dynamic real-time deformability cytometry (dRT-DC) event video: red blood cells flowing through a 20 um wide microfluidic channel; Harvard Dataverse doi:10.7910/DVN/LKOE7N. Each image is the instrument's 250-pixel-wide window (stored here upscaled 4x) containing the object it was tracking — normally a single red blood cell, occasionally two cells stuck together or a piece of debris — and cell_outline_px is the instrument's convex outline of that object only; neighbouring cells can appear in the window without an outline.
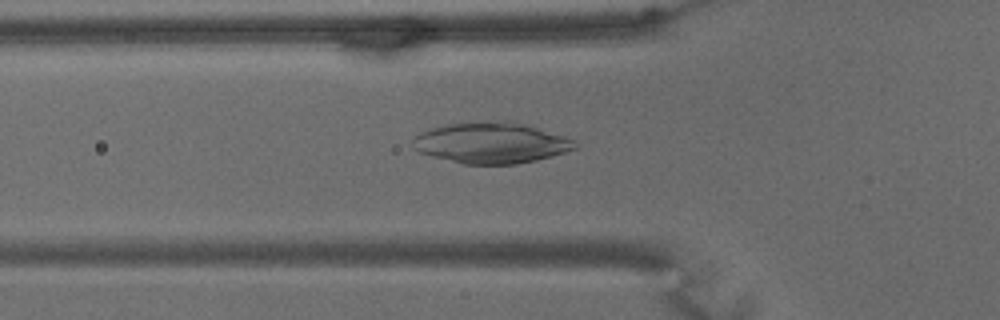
{"species": "common noctule bat (a hibernating species)", "species_latin": "Nyctalus noctula", "temperature_condition": "warm", "stored_images_in_passage": 65, "camera_frame_rate_fps": 3000, "um_per_image_px": 0.085, "animal": {"sex": "male", "body_mass_g": 15.6}, "frame": {"image": 1, "passage_image": 22, "time_ms": 7.0, "image_size_px": [1000, 320], "cell_outline_px": [[580, 144], [576, 148], [552, 156], [536, 160], [516, 164], [464, 164], [432, 156], [420, 152], [412, 148], [412, 140], [420, 132], [432, 128], [448, 124], [500, 120], [508, 120], [524, 124], [564, 136], [576, 140]], "centroid_in_image_um": [41.76, 12.14], "position_along_channel_um": 84.0, "area_um2": 38.67}}
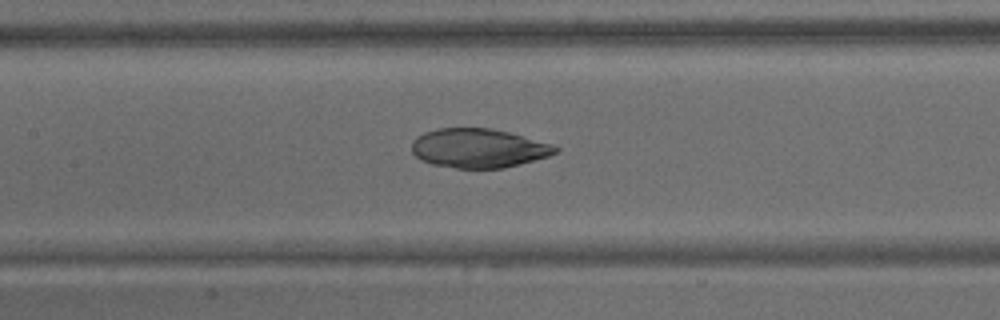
{"frame": {"image": 2, "passage_image": 30, "time_ms": 9.667, "image_size_px": [1000, 320], "cell_outline_px": [[560, 152], [548, 156], [520, 164], [504, 168], [456, 168], [432, 164], [420, 160], [412, 152], [412, 140], [416, 136], [424, 132], [440, 128], [492, 128], [508, 132], [552, 144], [560, 148]], "centroid_in_image_um": [40.67, 12.59], "position_along_channel_um": 166.7, "area_um2": 32.83}}
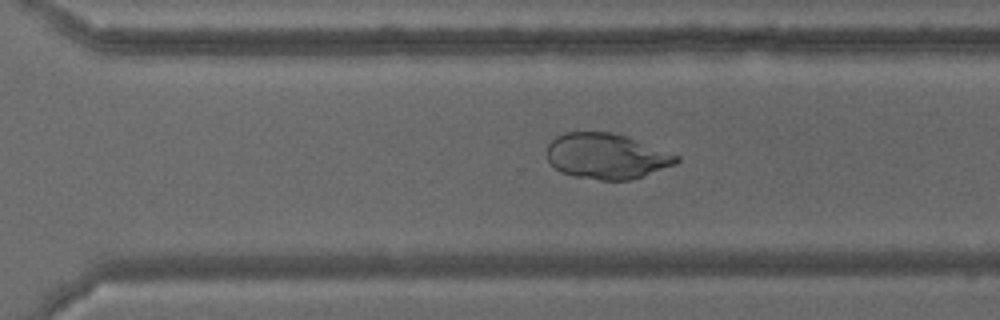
{"frame": {"image": 3, "passage_image": 45, "time_ms": 14.667, "image_size_px": [1000, 320], "cell_outline_px": [[680, 160], [676, 164], [644, 176], [628, 180], [600, 180], [576, 176], [560, 172], [548, 160], [548, 144], [556, 136], [564, 132], [612, 132], [628, 136], [680, 156]], "centroid_in_image_um": [51.58, 13.27], "position_along_channel_um": 319.0, "area_um2": 34.39}}